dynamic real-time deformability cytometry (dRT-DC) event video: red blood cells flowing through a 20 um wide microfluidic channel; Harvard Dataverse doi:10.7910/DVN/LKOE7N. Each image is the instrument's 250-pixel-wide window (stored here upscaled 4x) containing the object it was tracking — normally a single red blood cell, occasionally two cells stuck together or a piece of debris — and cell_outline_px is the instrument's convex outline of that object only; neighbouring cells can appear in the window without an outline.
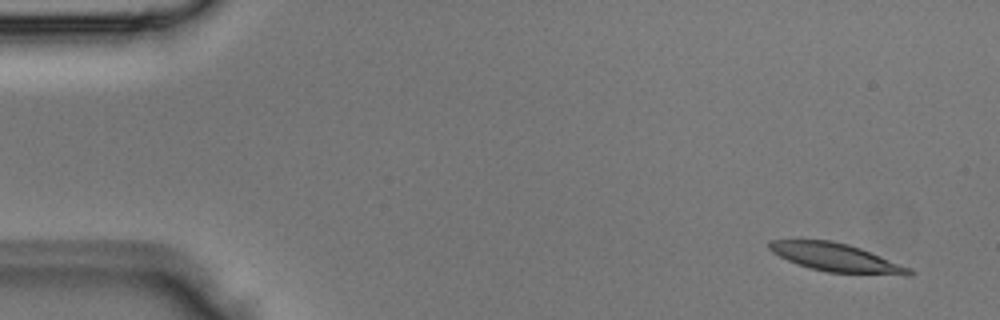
{"species": "Egyptian fruit bat (a non-hibernating species)", "species_latin": "Rousettus aegyptiacus", "temperature_condition": "room temperature", "stored_images_in_passage": 4, "camera_frame_rate_fps": 3000, "um_per_image_px": 0.085, "animal": {"sex": "male"}, "frame": {"image": 1, "passage_image": 1, "time_ms": 0.0, "image_size_px": [1000, 320], "cell_outline_px": [[916, 272], [912, 276], [904, 276], [828, 272], [812, 268], [788, 260], [772, 252], [768, 248], [768, 240], [832, 240], [848, 244], [860, 248], [912, 268]], "centroid_in_image_um": [71.16, 21.9], "position_along_channel_um": 13.8, "area_um2": 23.12}}